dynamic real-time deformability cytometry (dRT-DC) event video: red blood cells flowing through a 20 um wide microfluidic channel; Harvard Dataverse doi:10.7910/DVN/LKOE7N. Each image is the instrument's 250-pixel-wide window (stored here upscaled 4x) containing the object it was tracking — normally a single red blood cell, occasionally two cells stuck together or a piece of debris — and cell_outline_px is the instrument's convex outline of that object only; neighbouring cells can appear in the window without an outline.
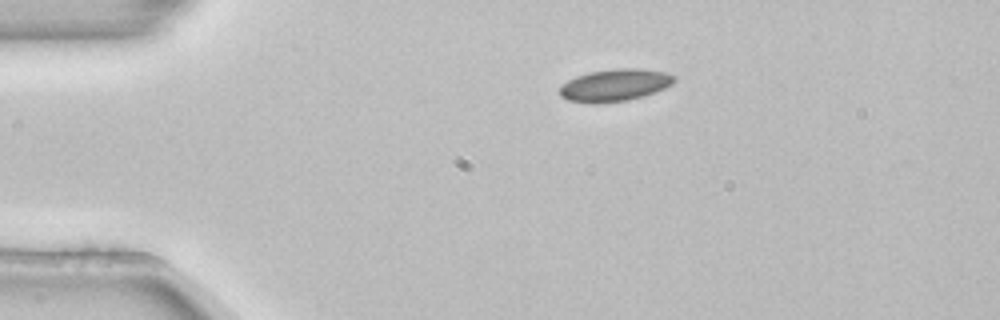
{"species": "common noctule bat (a hibernating species)", "species_latin": "Nyctalus noctula", "temperature_condition": "room temperature", "stored_images_in_passage": 2, "camera_frame_rate_fps": 3000, "um_per_image_px": 0.085, "animal": {"sex": "female", "body_mass_g": 22.7, "forearm_length_mm": 54.2}, "frame": {"image": 1, "passage_image": 1, "time_ms": 0.0, "image_size_px": [1000, 320], "cell_outline_px": [[676, 80], [672, 84], [656, 92], [644, 96], [628, 100], [596, 104], [592, 104], [568, 100], [560, 96], [560, 84], [576, 76], [592, 72], [616, 68], [636, 68], [668, 72], [676, 76]], "centroid_in_image_um": [52.27, 7.24], "position_along_channel_um": 32.7, "area_um2": 21.73}}